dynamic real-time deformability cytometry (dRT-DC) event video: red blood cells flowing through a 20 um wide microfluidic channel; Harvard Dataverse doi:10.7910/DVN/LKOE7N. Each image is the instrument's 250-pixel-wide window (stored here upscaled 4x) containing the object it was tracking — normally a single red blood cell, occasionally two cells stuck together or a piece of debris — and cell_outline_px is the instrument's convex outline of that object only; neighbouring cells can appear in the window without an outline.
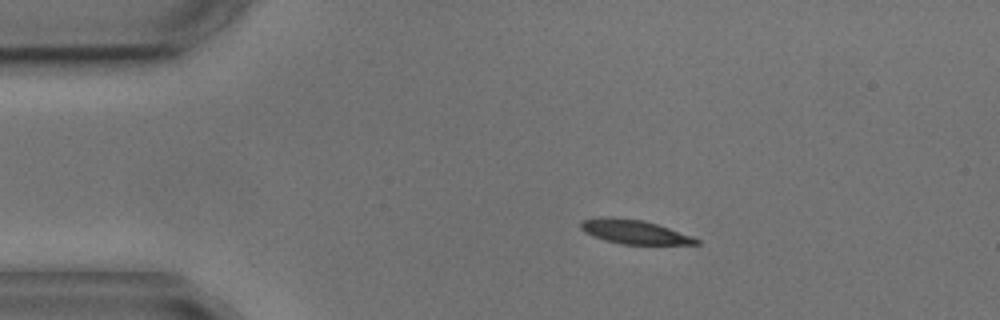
{"species": "common noctule bat (a hibernating species)", "species_latin": "Nyctalus noctula", "temperature_condition": "cold", "stored_images_in_passage": 5, "camera_frame_rate_fps": 3000, "um_per_image_px": 0.085, "animal": {"sex": "male", "body_mass_g": 17.9, "forearm_length_mm": 54.2}, "frame": {"image": 1, "passage_image": 1, "time_ms": 0.0, "image_size_px": [1000, 320], "cell_outline_px": [[700, 244], [620, 244], [604, 240], [592, 236], [584, 232], [580, 228], [580, 224], [584, 220], [608, 216], [640, 220], [656, 224], [692, 236], [700, 240]], "centroid_in_image_um": [53.89, 19.71], "position_along_channel_um": 31.1, "area_um2": 15.95}}
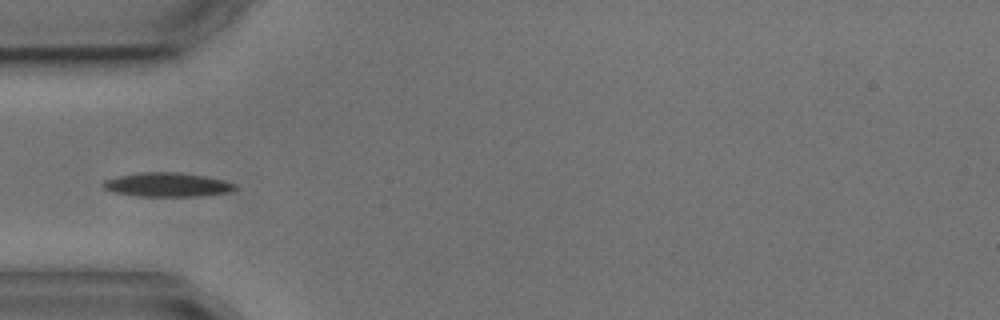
{"frame": {"image": 2, "passage_image": 3, "time_ms": 2.333, "image_size_px": [1000, 320], "cell_outline_px": [[236, 188], [228, 192], [200, 196], [136, 196], [112, 192], [104, 188], [100, 184], [104, 180], [116, 176], [140, 172], [180, 172], [204, 176], [224, 180], [236, 184]], "centroid_in_image_um": [14.16, 15.69], "position_along_channel_um": 70.8, "area_um2": 18.61}}